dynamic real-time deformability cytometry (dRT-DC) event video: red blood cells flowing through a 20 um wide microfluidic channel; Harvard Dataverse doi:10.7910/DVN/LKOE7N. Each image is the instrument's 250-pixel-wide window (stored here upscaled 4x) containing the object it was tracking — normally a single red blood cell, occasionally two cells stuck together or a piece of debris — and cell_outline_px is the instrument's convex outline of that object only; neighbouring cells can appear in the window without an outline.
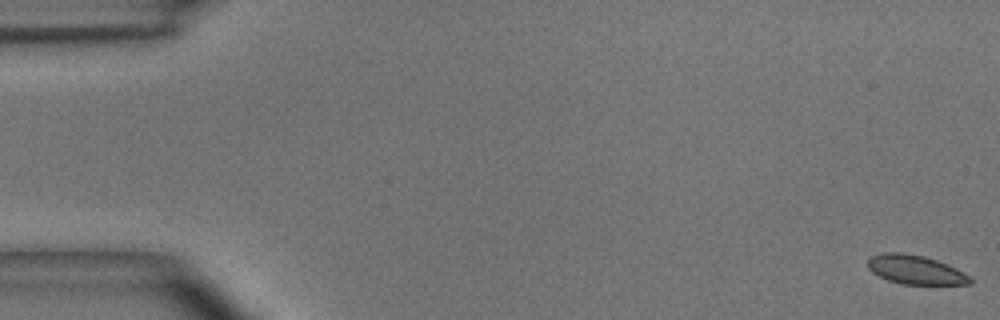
{"species": "common noctule bat (a hibernating species)", "species_latin": "Nyctalus noctula", "temperature_condition": "room temperature", "stored_images_in_passage": 51, "camera_frame_rate_fps": 3000, "um_per_image_px": 0.085, "animal": {"sex": "male", "body_mass_g": 15.6}, "frame": {"image": 1, "passage_image": 1, "time_ms": 0.0, "image_size_px": [1000, 320], "cell_outline_px": [[972, 284], [900, 284], [888, 280], [872, 272], [868, 268], [868, 260], [872, 256], [884, 252], [900, 252], [924, 256], [936, 260], [956, 268], [964, 272], [972, 280]], "centroid_in_image_um": [77.8, 22.92], "position_along_channel_um": 7.2, "area_um2": 17.17}}
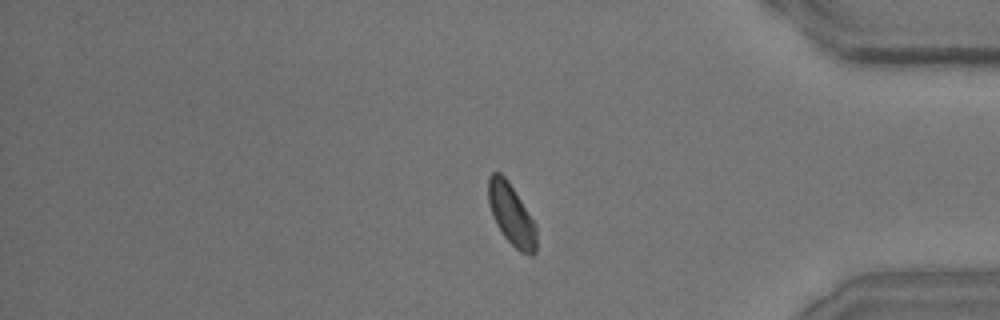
{"frame": {"image": 2, "passage_image": 43, "time_ms": 14.0, "image_size_px": [1000, 320], "cell_outline_px": [[536, 252], [532, 256], [528, 256], [520, 252], [504, 236], [496, 224], [488, 204], [488, 176], [492, 172], [500, 172], [508, 180], [536, 224]], "centroid_in_image_um": [43.47, 18.24], "position_along_channel_um": 391.7, "area_um2": 17.28}}
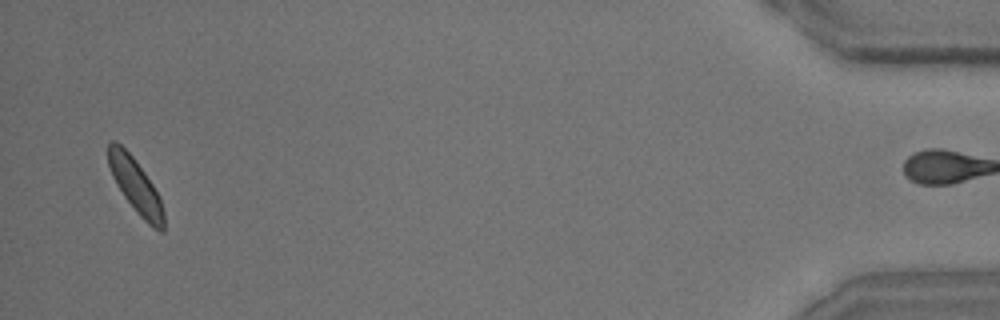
{"frame": {"image": 3, "passage_image": 50, "time_ms": 16.333, "image_size_px": [1000, 320], "cell_outline_px": [[164, 232], [160, 232], [152, 228], [136, 212], [124, 196], [116, 184], [112, 176], [108, 164], [108, 144], [112, 140], [116, 140], [132, 156], [144, 172], [160, 196], [164, 212]], "centroid_in_image_um": [11.54, 15.82], "position_along_channel_um": 423.7, "area_um2": 17.57}, "authors_computed_cell_mechanics": {"area_um2": 17.918, "velocity_mm_per_s": 3.9259, "shape_relaxation_time_tau1_ms": null, "shape_relaxation_time_tau2_ms": 2.0863, "deformation_change_tau1": null, "deformation_change_tau2": 0.0471}}